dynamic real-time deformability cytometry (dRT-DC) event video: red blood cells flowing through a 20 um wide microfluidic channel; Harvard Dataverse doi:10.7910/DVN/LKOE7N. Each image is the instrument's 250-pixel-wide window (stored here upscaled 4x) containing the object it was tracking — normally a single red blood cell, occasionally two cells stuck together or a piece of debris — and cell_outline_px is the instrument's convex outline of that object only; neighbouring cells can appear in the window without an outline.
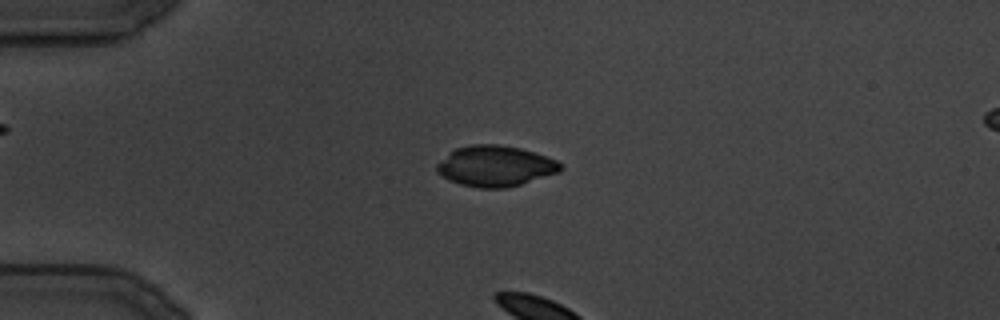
{"species": "common noctule bat (a hibernating species)", "species_latin": "Nyctalus noctula", "temperature_condition": "cold", "stored_images_in_passage": 37, "camera_frame_rate_fps": 3000, "um_per_image_px": 0.085, "animal": {"sex": "male", "body_mass_g": 19.5, "forearm_length_mm": 54.6}, "frame": {"image": 1, "passage_image": 32, "time_ms": 10.333, "image_size_px": [1000, 320], "cell_outline_px": [[564, 168], [560, 172], [520, 184], [504, 188], [480, 188], [460, 184], [448, 180], [436, 172], [436, 164], [456, 148], [468, 144], [500, 144], [520, 148], [556, 160], [564, 164]], "centroid_in_image_um": [42.1, 14.11], "position_along_channel_um": 42.9, "area_um2": 29.36}}